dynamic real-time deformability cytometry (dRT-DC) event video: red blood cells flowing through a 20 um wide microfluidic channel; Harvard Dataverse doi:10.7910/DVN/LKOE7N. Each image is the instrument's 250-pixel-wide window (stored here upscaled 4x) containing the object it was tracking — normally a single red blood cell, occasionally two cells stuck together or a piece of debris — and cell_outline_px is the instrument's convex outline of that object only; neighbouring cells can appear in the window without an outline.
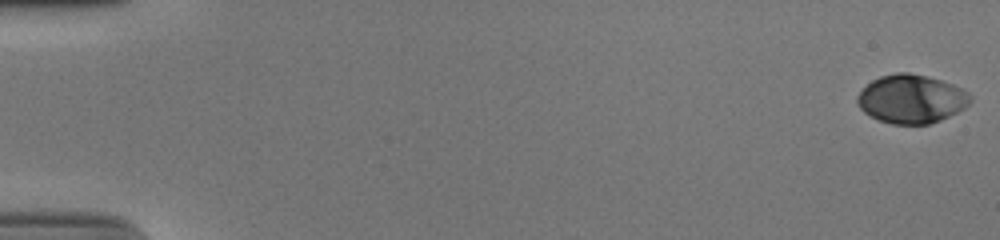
{"species": "human", "species_latin": "Homo sapiens", "temperature_condition": "cold", "stored_images_in_passage": 54, "camera_frame_rate_fps": 3000, "um_per_image_px": 0.085, "donor": {"sex": "male"}, "frame": {"image": 1, "passage_image": 1, "time_ms": 0.0, "image_size_px": [1000, 240], "cell_outline_px": [[972, 100], [964, 108], [940, 120], [928, 124], [892, 124], [880, 120], [864, 112], [860, 108], [856, 100], [856, 96], [872, 80], [880, 76], [896, 72], [908, 72], [940, 80], [952, 84], [968, 92], [972, 96]], "centroid_in_image_um": [77.46, 8.41], "position_along_channel_um": 7.5, "area_um2": 31.73}}
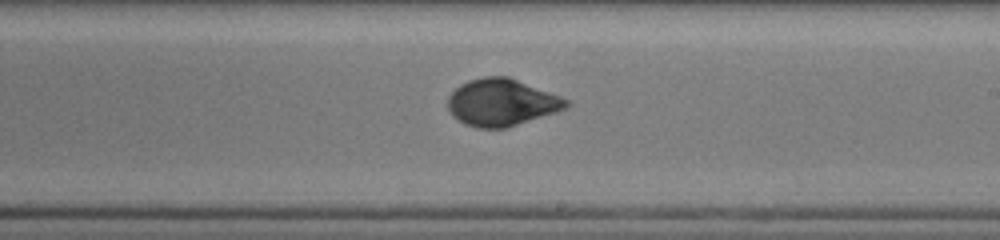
{"frame": {"image": 2, "passage_image": 33, "time_ms": 10.667, "image_size_px": [1000, 240], "cell_outline_px": [[572, 104], [556, 112], [504, 128], [476, 128], [464, 124], [452, 116], [448, 108], [448, 96], [460, 84], [468, 80], [484, 76], [508, 76], [560, 96], [568, 100]], "centroid_in_image_um": [42.61, 8.7], "position_along_channel_um": 246.4, "area_um2": 32.37}}
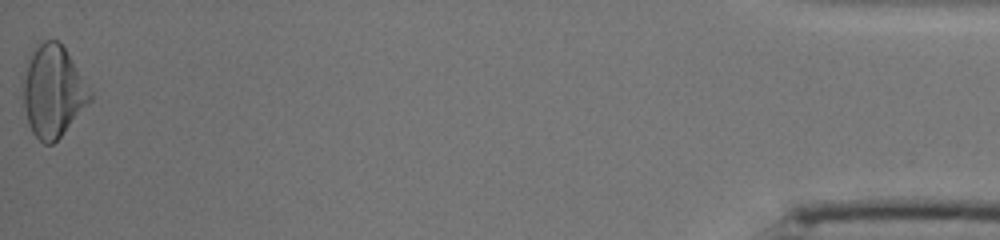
{"frame": {"image": 3, "passage_image": 54, "time_ms": 17.667, "image_size_px": [1000, 240], "cell_outline_px": [[92, 100], [60, 136], [52, 144], [44, 144], [32, 132], [28, 124], [24, 104], [24, 84], [28, 56], [44, 40], [56, 40], [64, 48], [92, 92]], "centroid_in_image_um": [4.52, 7.78], "position_along_channel_um": 430.7, "area_um2": 34.91}, "authors_computed_cell_mechanics": {"area_um2": 32.0212, "velocity_mm_per_s": 3.9058, "shape_relaxation_time_tau1_ms": 4.1021, "shape_relaxation_time_tau2_ms": 0.9241, "deformation_change_tau1": 0.161, "deformation_change_tau2": 0.0424}}